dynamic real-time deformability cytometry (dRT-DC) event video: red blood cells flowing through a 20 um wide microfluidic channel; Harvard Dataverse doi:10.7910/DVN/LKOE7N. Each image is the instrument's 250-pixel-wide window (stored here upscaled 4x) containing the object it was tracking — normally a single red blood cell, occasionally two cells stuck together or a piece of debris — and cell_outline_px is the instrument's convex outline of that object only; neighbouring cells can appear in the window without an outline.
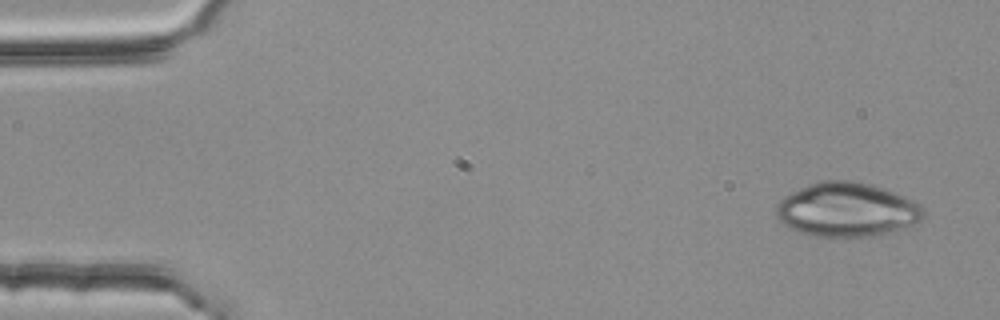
{"species": "common noctule bat (a hibernating species)", "species_latin": "Nyctalus noctula", "temperature_condition": "room temperature", "stored_images_in_passage": 5, "camera_frame_rate_fps": 3000, "um_per_image_px": 0.085, "animal": {"sex": "female", "body_mass_g": 25.1}, "frame": {"image": 1, "passage_image": 1, "time_ms": 0.0, "image_size_px": [1000, 320], "cell_outline_px": [[924, 216], [920, 220], [896, 232], [872, 236], [812, 236], [788, 228], [776, 216], [776, 204], [784, 196], [800, 188], [820, 180], [848, 180], [872, 184], [884, 188], [904, 196], [920, 204], [924, 208]], "centroid_in_image_um": [71.99, 17.82], "position_along_channel_um": 13.0, "area_um2": 46.59}}
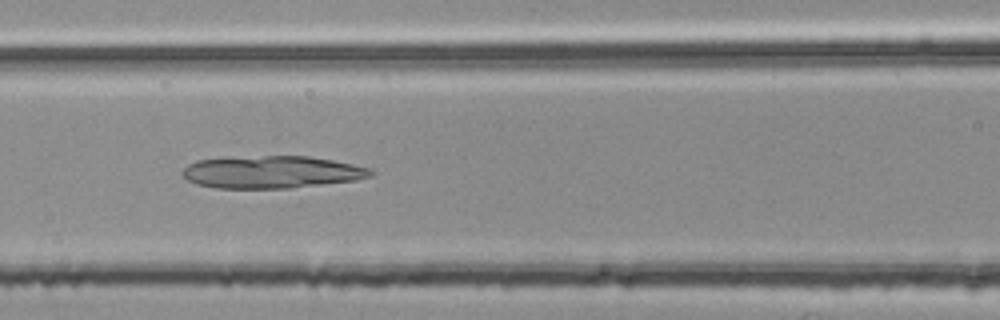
{"frame": {"image": 2, "passage_image": 5, "time_ms": 1.333, "image_size_px": [1000, 320], "cell_outline_px": [[376, 172], [372, 176], [356, 180], [288, 188], [216, 188], [196, 184], [188, 180], [180, 172], [188, 164], [196, 160], [264, 156], [308, 156], [332, 160], [372, 168]], "centroid_in_image_um": [23.12, 14.63], "position_along_channel_um": 143.5, "area_um2": 35.37}}